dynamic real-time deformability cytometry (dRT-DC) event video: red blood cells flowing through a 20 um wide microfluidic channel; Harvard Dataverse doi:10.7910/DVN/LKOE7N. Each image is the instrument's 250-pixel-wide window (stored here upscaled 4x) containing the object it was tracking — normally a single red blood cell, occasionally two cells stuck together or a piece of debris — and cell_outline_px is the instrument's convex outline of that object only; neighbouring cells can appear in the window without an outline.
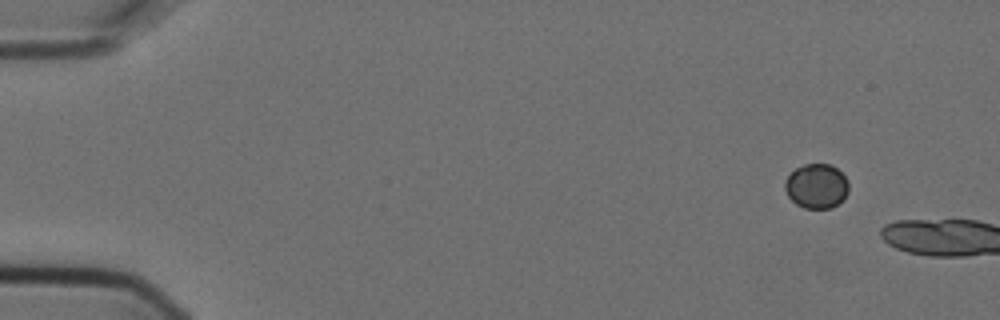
{"species": "Egyptian fruit bat (a non-hibernating species)", "species_latin": "Rousettus aegyptiacus", "temperature_condition": "cold", "stored_images_in_passage": 2, "camera_frame_rate_fps": 3000, "um_per_image_px": 0.085, "animal": {"sex": "female"}, "frame": {"image": 1, "passage_image": 1, "time_ms": 0.0, "image_size_px": [1000, 320], "cell_outline_px": [[848, 192], [844, 200], [832, 208], [804, 208], [796, 204], [788, 196], [784, 188], [784, 184], [788, 176], [796, 168], [804, 164], [832, 164], [848, 180]], "centroid_in_image_um": [69.42, 15.83], "position_along_channel_um": 15.6, "area_um2": 16.65}}